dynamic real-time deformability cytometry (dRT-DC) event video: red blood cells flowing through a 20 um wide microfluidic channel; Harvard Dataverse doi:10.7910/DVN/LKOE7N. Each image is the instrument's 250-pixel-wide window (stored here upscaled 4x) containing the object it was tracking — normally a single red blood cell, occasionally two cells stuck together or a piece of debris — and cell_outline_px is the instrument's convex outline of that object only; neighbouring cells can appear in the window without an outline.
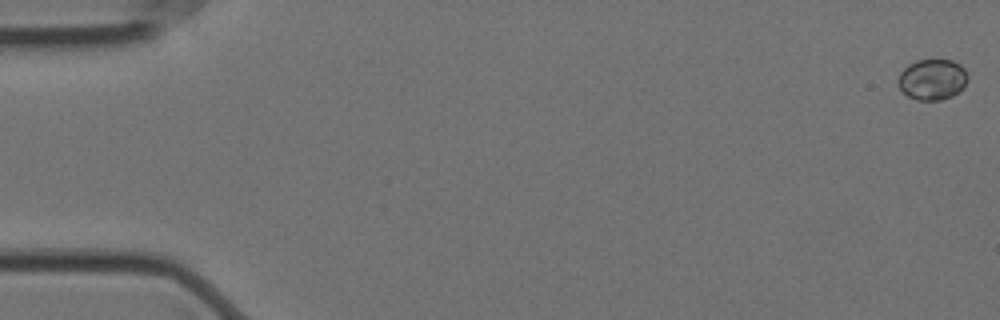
{"species": "Egyptian fruit bat (a non-hibernating species)", "species_latin": "Rousettus aegyptiacus", "temperature_condition": "cold", "stored_images_in_passage": 51, "camera_frame_rate_fps": 3000, "um_per_image_px": 0.085, "animal": {"sex": "female"}, "frame": {"image": 1, "passage_image": 1, "time_ms": 0.0, "image_size_px": [1000, 320], "cell_outline_px": [[968, 80], [964, 88], [952, 96], [940, 100], [916, 100], [908, 96], [900, 88], [900, 72], [908, 64], [916, 60], [952, 60], [960, 64], [964, 68], [968, 76]], "centroid_in_image_um": [79.29, 6.75], "position_along_channel_um": 5.7, "area_um2": 16.53}}
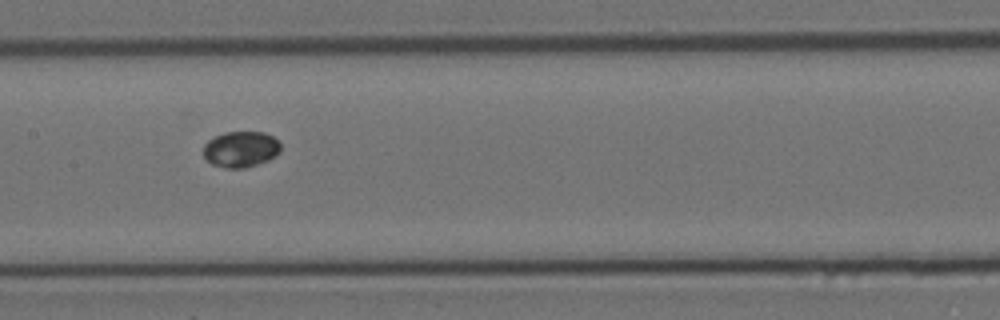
{"frame": {"image": 2, "passage_image": 29, "time_ms": 9.333, "image_size_px": [1000, 320], "cell_outline_px": [[280, 152], [268, 160], [244, 168], [224, 168], [212, 164], [204, 156], [204, 144], [208, 140], [224, 132], [264, 132], [272, 136], [280, 144]], "centroid_in_image_um": [20.46, 12.68], "position_along_channel_um": 186.9, "area_um2": 16.07}}
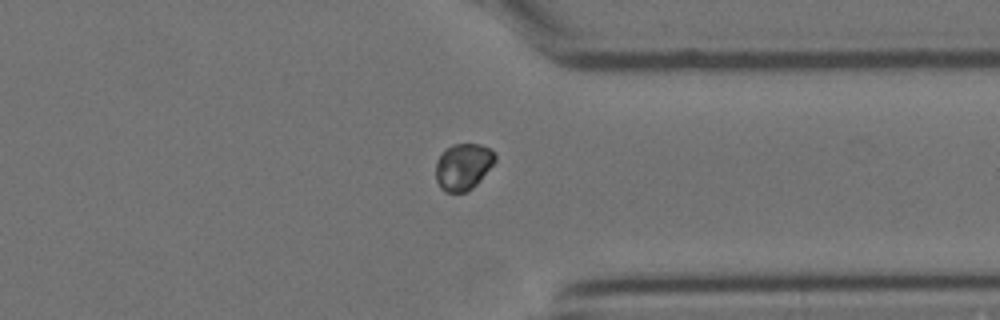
{"frame": {"image": 3, "passage_image": 45, "time_ms": 14.667, "image_size_px": [1000, 320], "cell_outline_px": [[496, 160], [480, 180], [472, 188], [464, 192], [444, 192], [440, 188], [436, 180], [436, 160], [452, 144], [480, 144], [496, 152]], "centroid_in_image_um": [39.37, 14.17], "position_along_channel_um": 372.0, "area_um2": 16.01}}